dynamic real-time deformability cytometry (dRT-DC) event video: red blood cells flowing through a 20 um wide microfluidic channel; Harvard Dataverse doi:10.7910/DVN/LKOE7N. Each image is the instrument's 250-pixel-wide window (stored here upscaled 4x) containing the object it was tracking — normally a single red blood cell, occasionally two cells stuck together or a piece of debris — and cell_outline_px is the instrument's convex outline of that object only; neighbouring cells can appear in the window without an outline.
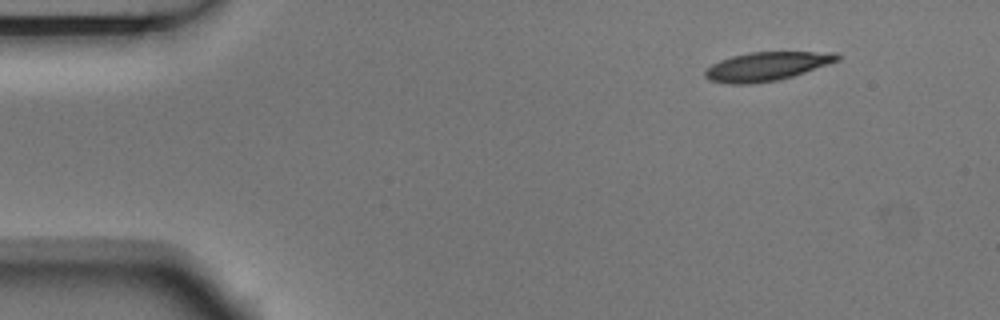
{"species": "Egyptian fruit bat (a non-hibernating species)", "species_latin": "Rousettus aegyptiacus", "temperature_condition": "room temperature", "stored_images_in_passage": 7, "camera_frame_rate_fps": 3000, "um_per_image_px": 0.085, "animal": {"sex": "male"}, "frame": {"image": 1, "passage_image": 1, "time_ms": 0.0, "image_size_px": [1000, 320], "cell_outline_px": [[840, 60], [792, 76], [776, 80], [748, 84], [728, 84], [708, 80], [704, 76], [704, 68], [720, 60], [732, 56], [748, 52], [836, 52], [840, 56]], "centroid_in_image_um": [65.11, 5.64], "position_along_channel_um": 19.9, "area_um2": 22.14}}
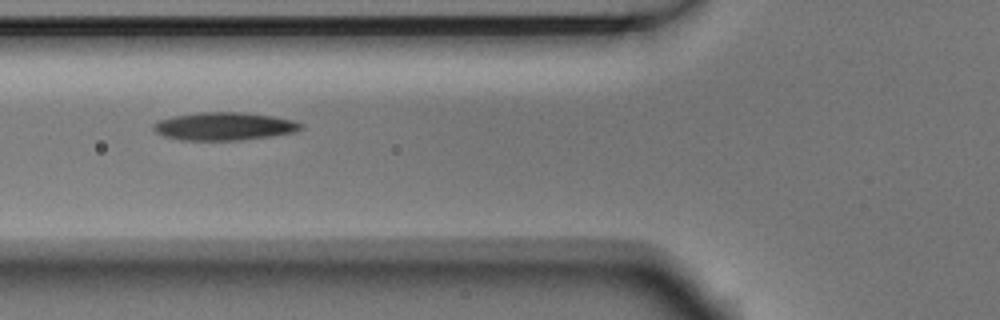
{"frame": {"image": 2, "passage_image": 5, "time_ms": 1.333, "image_size_px": [1000, 320], "cell_outline_px": [[304, 128], [296, 132], [272, 136], [240, 140], [180, 140], [164, 136], [156, 132], [152, 128], [152, 124], [160, 120], [172, 116], [200, 112], [244, 112], [272, 116], [292, 120], [304, 124]], "centroid_in_image_um": [19.07, 10.73], "position_along_channel_um": 106.7, "area_um2": 24.16}}
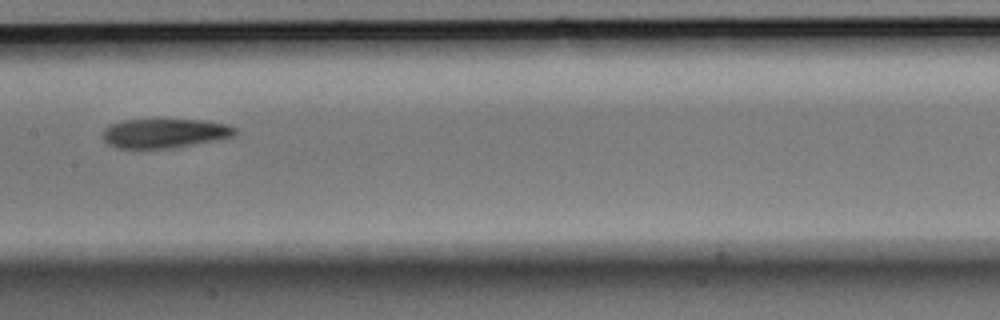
{"frame": {"image": 3, "passage_image": 7, "time_ms": 2.0, "image_size_px": [1000, 320], "cell_outline_px": [[236, 136], [176, 148], [116, 148], [108, 144], [100, 136], [104, 128], [108, 124], [120, 120], [204, 120], [228, 124], [236, 128]], "centroid_in_image_um": [13.96, 11.33], "position_along_channel_um": 193.4, "area_um2": 22.95}}